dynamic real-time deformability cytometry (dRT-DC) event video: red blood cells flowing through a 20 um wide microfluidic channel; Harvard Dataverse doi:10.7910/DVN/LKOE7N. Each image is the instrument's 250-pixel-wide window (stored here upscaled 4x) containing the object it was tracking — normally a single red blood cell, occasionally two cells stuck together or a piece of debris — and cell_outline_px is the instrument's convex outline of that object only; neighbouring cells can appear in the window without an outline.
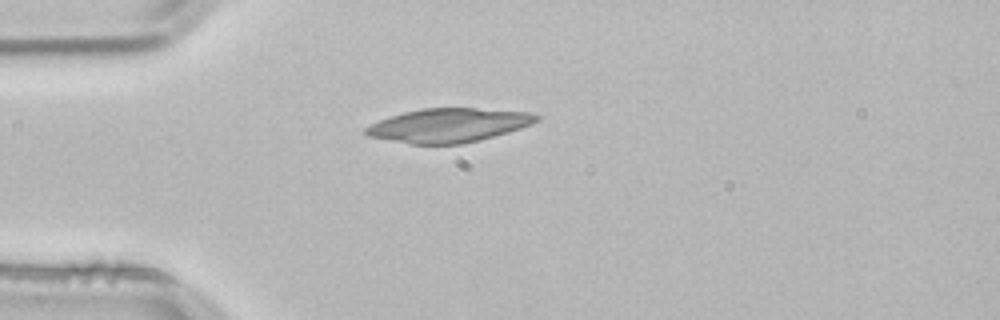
{"species": "common noctule bat (a hibernating species)", "species_latin": "Nyctalus noctula", "temperature_condition": "room temperature", "stored_images_in_passage": 4, "segment_of_instrument_passage": [2, 2], "camera_frame_rate_fps": 3000, "um_per_image_px": 0.085, "animal": {"sex": "male", "body_mass_g": 21.5, "forearm_length_mm": 52.0}, "frame": {"image": 1, "passage_image": 4, "time_ms": 1.0, "image_size_px": [1000, 320], "cell_outline_px": [[540, 120], [532, 124], [508, 132], [480, 140], [460, 144], [408, 144], [368, 136], [364, 132], [364, 128], [380, 120], [404, 112], [420, 108], [476, 108], [532, 112], [540, 116]], "centroid_in_image_um": [38.16, 10.65], "position_along_channel_um": 46.8, "area_um2": 33.76}}